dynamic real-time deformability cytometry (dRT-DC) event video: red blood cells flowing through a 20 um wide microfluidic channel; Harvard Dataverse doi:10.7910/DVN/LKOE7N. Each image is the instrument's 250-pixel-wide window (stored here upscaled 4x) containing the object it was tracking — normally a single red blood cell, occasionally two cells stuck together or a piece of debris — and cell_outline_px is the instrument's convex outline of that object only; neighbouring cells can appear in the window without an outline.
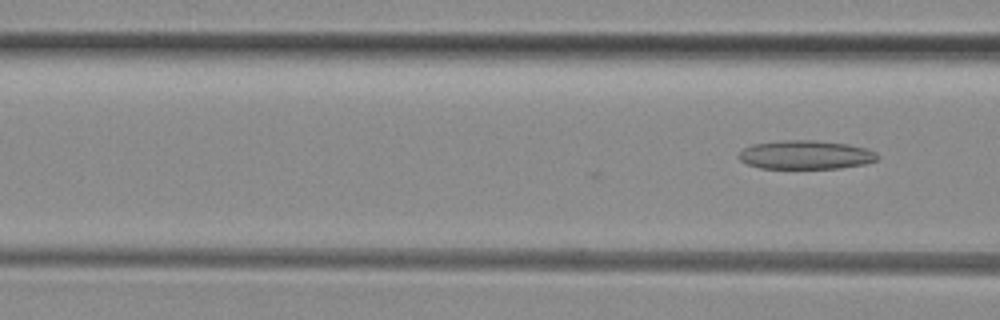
{"species": "common noctule bat (a hibernating species)", "species_latin": "Nyctalus noctula", "temperature_condition": "room temperature", "stored_images_in_passage": 3, "camera_frame_rate_fps": 3000, "um_per_image_px": 0.085, "animal": {"sex": "female", "body_mass_g": 29.2, "forearm_length_mm": 56.3}, "frame": {"image": 1, "passage_image": 3, "time_ms": 0.667, "image_size_px": [1000, 320], "cell_outline_px": [[880, 156], [876, 160], [864, 164], [840, 168], [760, 168], [748, 164], [740, 160], [740, 152], [744, 148], [752, 144], [784, 140], [812, 140], [848, 144], [864, 148], [876, 152]], "centroid_in_image_um": [68.49, 13.16], "position_along_channel_um": 98.1, "area_um2": 23.06}}